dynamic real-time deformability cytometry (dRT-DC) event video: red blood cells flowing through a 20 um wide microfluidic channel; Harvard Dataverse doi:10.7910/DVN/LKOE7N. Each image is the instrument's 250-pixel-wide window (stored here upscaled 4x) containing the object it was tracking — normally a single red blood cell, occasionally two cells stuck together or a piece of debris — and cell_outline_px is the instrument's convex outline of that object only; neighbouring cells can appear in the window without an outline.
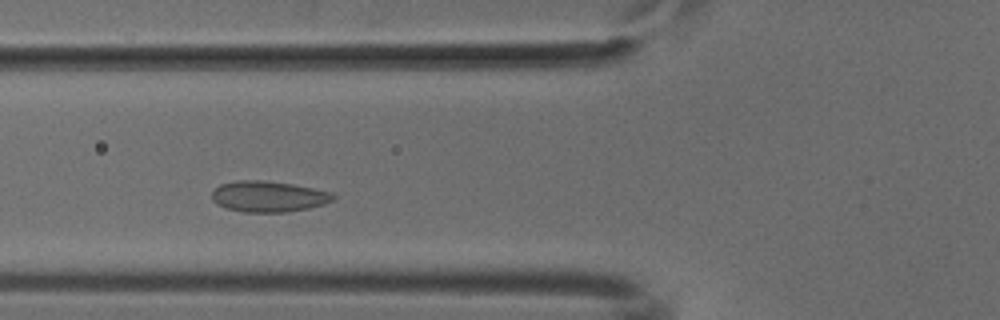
{"species": "common noctule bat (a hibernating species)", "species_latin": "Nyctalus noctula", "temperature_condition": "cold", "stored_images_in_passage": 43, "camera_frame_rate_fps": 3000, "um_per_image_px": 0.085, "animal": {"sex": "male", "body_mass_g": 18.8}, "frame": {"image": 1, "passage_image": 10, "time_ms": 3.0, "image_size_px": [1000, 320], "cell_outline_px": [[336, 196], [332, 200], [324, 204], [308, 208], [284, 212], [244, 212], [224, 208], [216, 204], [212, 200], [212, 192], [220, 184], [236, 180], [260, 180], [292, 184], [332, 192]], "centroid_in_image_um": [22.78, 16.7], "position_along_channel_um": 103.0, "area_um2": 21.85}}
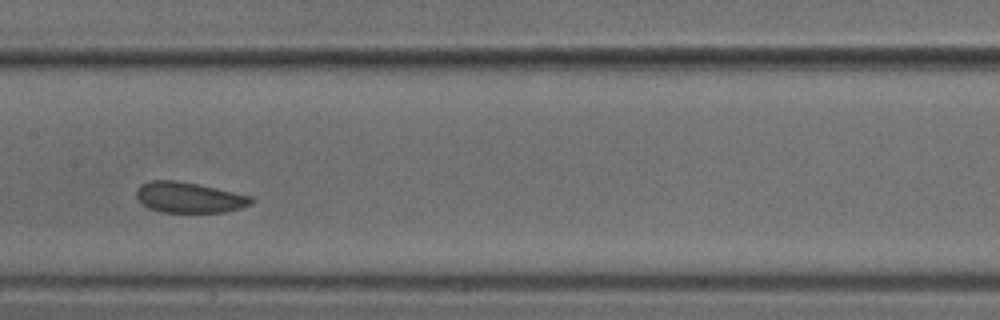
{"frame": {"image": 2, "passage_image": 17, "time_ms": 5.333, "image_size_px": [1000, 320], "cell_outline_px": [[256, 200], [240, 208], [224, 212], [160, 212], [148, 208], [136, 196], [136, 188], [140, 184], [152, 180], [172, 180], [196, 184], [216, 188], [252, 196]], "centroid_in_image_um": [16.05, 16.78], "position_along_channel_um": 191.3, "area_um2": 20.35}}
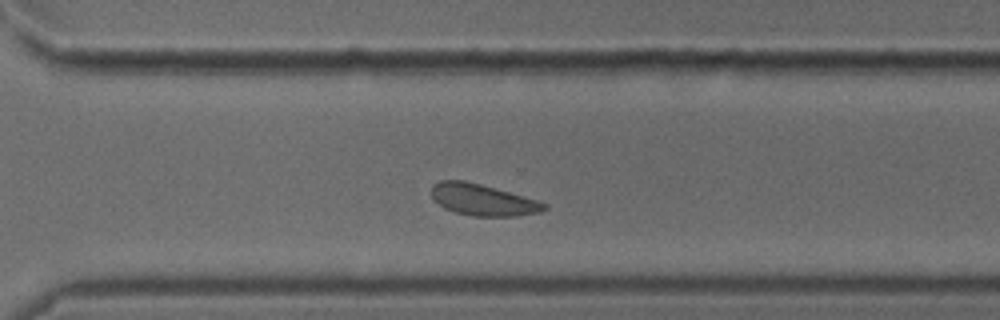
{"frame": {"image": 3, "passage_image": 28, "time_ms": 9.0, "image_size_px": [1000, 320], "cell_outline_px": [[548, 208], [540, 212], [516, 216], [472, 216], [456, 212], [444, 208], [432, 196], [432, 184], [440, 180], [464, 180], [480, 184], [536, 200], [548, 204]], "centroid_in_image_um": [41.03, 16.99], "position_along_channel_um": 329.6, "area_um2": 20.4}}